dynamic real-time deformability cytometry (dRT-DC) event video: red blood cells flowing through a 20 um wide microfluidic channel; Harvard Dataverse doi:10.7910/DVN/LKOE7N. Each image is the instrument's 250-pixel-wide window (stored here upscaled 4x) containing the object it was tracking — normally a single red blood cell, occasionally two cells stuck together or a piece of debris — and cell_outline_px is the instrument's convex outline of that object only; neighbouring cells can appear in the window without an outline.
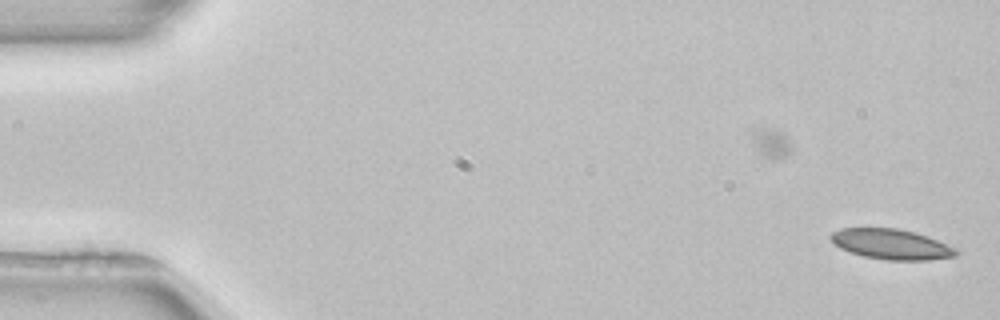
{"species": "common noctule bat (a hibernating species)", "species_latin": "Nyctalus noctula", "temperature_condition": "room temperature", "stored_images_in_passage": 53, "camera_frame_rate_fps": 3000, "um_per_image_px": 0.085, "animal": {"sex": "female", "body_mass_g": 22.7, "forearm_length_mm": 54.2}, "frame": {"image": 1, "passage_image": 1, "time_ms": 0.0, "image_size_px": [1000, 320], "cell_outline_px": [[960, 252], [956, 256], [928, 260], [884, 260], [864, 256], [840, 248], [832, 240], [832, 232], [840, 228], [896, 228], [916, 232], [956, 248]], "centroid_in_image_um": [75.79, 20.76], "position_along_channel_um": 9.2, "area_um2": 21.91}}
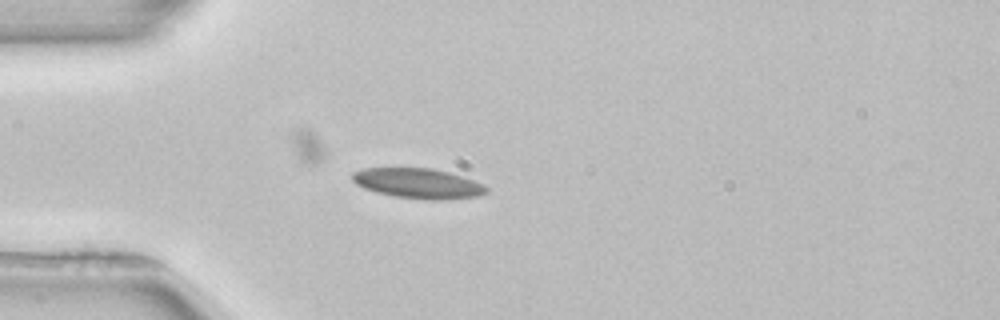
{"frame": {"image": 2, "passage_image": 14, "time_ms": 4.333, "image_size_px": [1000, 320], "cell_outline_px": [[488, 192], [480, 196], [444, 200], [432, 200], [396, 196], [376, 192], [364, 188], [356, 184], [352, 180], [352, 172], [364, 168], [432, 168], [448, 172], [484, 184], [488, 188]], "centroid_in_image_um": [35.55, 15.59], "position_along_channel_um": 49.4, "area_um2": 23.47}, "authors_computed_cell_mechanics": {"area_um2": 22.3108, "velocity_mm_per_s": 3.9213, "shape_relaxation_time_tau1_ms": 4.736, "shape_relaxation_time_tau2_ms": null, "deformation_change_tau1": 0.1311, "deformation_change_tau2": null}}